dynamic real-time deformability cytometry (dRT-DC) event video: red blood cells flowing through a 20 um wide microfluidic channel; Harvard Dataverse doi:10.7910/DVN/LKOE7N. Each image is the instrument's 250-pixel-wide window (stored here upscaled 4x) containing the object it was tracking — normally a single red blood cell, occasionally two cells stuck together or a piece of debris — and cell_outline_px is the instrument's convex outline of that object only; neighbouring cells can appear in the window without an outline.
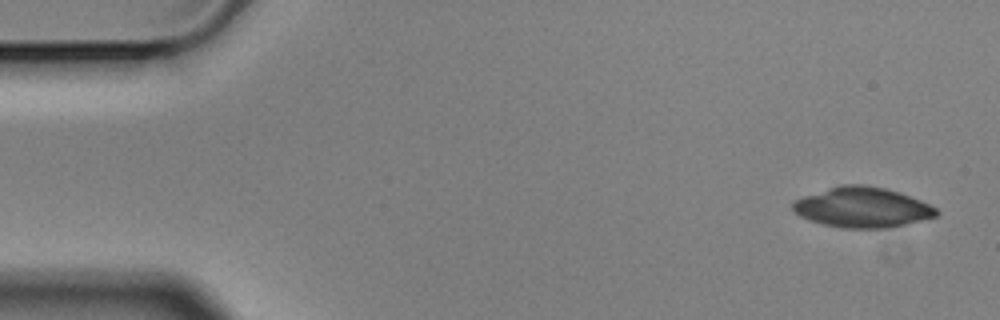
{"species": "Egyptian fruit bat (a non-hibernating species)", "species_latin": "Rousettus aegyptiacus", "temperature_condition": "cold", "stored_images_in_passage": 5, "camera_frame_rate_fps": 3000, "um_per_image_px": 0.085, "animal": {"sex": "male"}, "frame": {"image": 1, "passage_image": 1, "time_ms": 0.0, "image_size_px": [1000, 320], "cell_outline_px": [[940, 212], [936, 216], [888, 228], [840, 228], [808, 220], [792, 212], [792, 200], [840, 184], [864, 184], [884, 188], [900, 192], [920, 200], [936, 208]], "centroid_in_image_um": [73.25, 17.62], "position_along_channel_um": 11.8, "area_um2": 33.7}}